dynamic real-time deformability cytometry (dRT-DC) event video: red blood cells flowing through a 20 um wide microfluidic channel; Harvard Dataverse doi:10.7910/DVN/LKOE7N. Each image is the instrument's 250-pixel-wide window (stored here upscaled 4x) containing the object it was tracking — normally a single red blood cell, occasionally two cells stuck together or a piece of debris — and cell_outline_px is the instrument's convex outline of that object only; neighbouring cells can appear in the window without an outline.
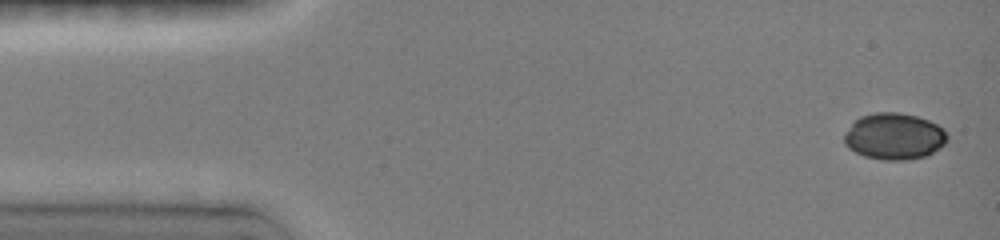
{"species": "common noctule bat (a hibernating species)", "species_latin": "Nyctalus noctula", "temperature_condition": "room temperature", "stored_images_in_passage": 11, "camera_frame_rate_fps": 3000, "um_per_image_px": 0.085, "animal": {"sex": "female", "body_mass_g": 19.0, "forearm_length_mm": 51.5}, "frame": {"image": 1, "passage_image": 1, "time_ms": 0.0, "image_size_px": [1000, 240], "cell_outline_px": [[948, 140], [940, 148], [928, 156], [908, 160], [880, 160], [864, 156], [848, 148], [844, 144], [844, 136], [852, 124], [860, 116], [876, 112], [900, 112], [916, 116], [928, 120], [944, 128], [948, 136]], "centroid_in_image_um": [76.04, 11.6], "position_along_channel_um": 9.0, "area_um2": 28.15}}
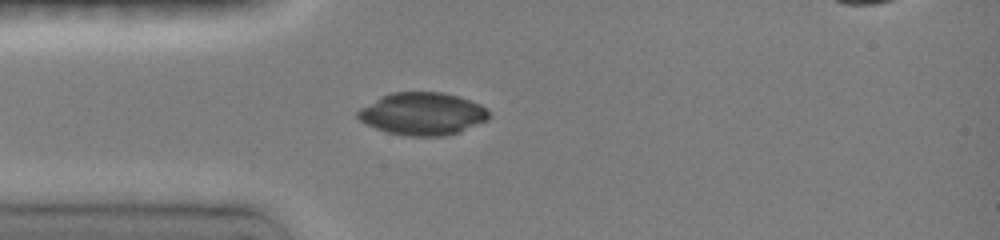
{"frame": {"image": 2, "passage_image": 7, "time_ms": 3.667, "image_size_px": [1000, 240], "cell_outline_px": [[488, 120], [460, 132], [444, 136], [408, 136], [388, 132], [376, 128], [360, 120], [356, 116], [356, 112], [360, 108], [380, 96], [392, 92], [440, 92], [460, 96], [480, 104], [488, 112]], "centroid_in_image_um": [35.91, 9.67], "position_along_channel_um": 49.1, "area_um2": 32.48}}
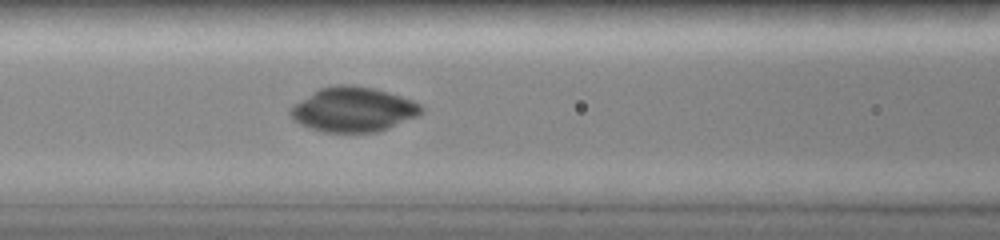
{"frame": {"image": 3, "passage_image": 11, "time_ms": 6.0, "image_size_px": [1000, 240], "cell_outline_px": [[424, 112], [420, 116], [388, 128], [376, 132], [324, 132], [308, 128], [292, 120], [288, 112], [288, 108], [320, 88], [344, 84], [348, 84], [372, 88], [400, 96], [412, 100], [420, 104], [424, 108]], "centroid_in_image_um": [30.02, 9.32], "position_along_channel_um": 136.6, "area_um2": 34.1}}